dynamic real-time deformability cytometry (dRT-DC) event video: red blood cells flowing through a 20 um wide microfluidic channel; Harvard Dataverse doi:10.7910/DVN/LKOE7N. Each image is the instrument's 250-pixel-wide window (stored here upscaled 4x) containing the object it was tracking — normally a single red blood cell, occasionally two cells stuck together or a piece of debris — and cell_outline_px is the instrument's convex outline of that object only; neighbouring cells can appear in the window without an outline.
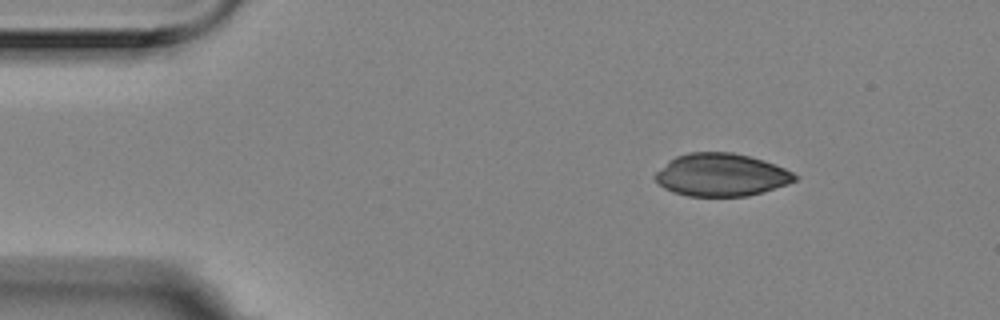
{"species": "Egyptian fruit bat (a non-hibernating species)", "species_latin": "Rousettus aegyptiacus", "temperature_condition": "room temperature", "stored_images_in_passage": 4, "camera_frame_rate_fps": 3000, "um_per_image_px": 0.085, "animal": {"sex": "female"}, "frame": {"image": 1, "passage_image": 1, "time_ms": 0.0, "image_size_px": [1000, 320], "cell_outline_px": [[800, 176], [796, 180], [788, 184], [764, 192], [748, 196], [688, 196], [672, 192], [664, 188], [656, 180], [656, 172], [668, 160], [676, 156], [688, 152], [732, 152], [764, 160], [784, 168]], "centroid_in_image_um": [61.32, 14.86], "position_along_channel_um": 23.7, "area_um2": 34.85}}